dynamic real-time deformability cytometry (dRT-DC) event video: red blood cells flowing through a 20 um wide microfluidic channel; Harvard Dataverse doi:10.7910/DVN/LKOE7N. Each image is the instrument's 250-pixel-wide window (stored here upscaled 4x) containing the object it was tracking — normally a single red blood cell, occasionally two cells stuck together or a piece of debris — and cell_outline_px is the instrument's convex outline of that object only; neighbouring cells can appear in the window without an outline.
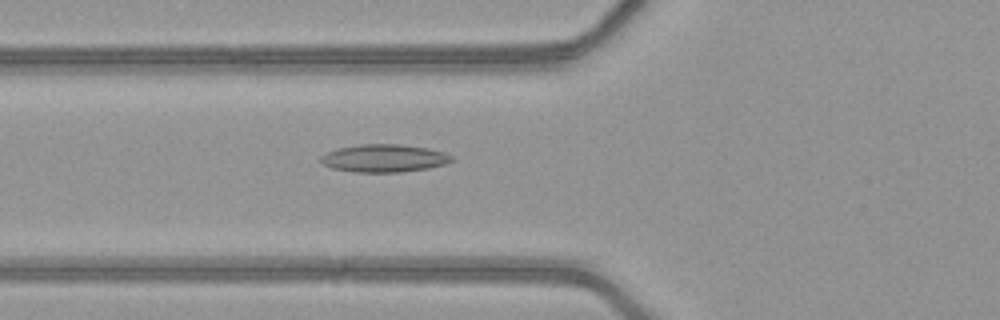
{"species": "common noctule bat (a hibernating species)", "species_latin": "Nyctalus noctula", "temperature_condition": "warm", "stored_images_in_passage": 35, "camera_frame_rate_fps": 3000, "um_per_image_px": 0.085, "animal": {"sex": "female", "body_mass_g": 21.9}, "frame": {"image": 1, "passage_image": 4, "time_ms": 1.0, "image_size_px": [1000, 320], "cell_outline_px": [[456, 160], [444, 164], [428, 168], [400, 172], [356, 172], [332, 168], [324, 164], [320, 160], [320, 156], [324, 152], [336, 148], [360, 144], [400, 144], [428, 148], [444, 152], [452, 156]], "centroid_in_image_um": [32.63, 13.44], "position_along_channel_um": 93.2, "area_um2": 21.33}}
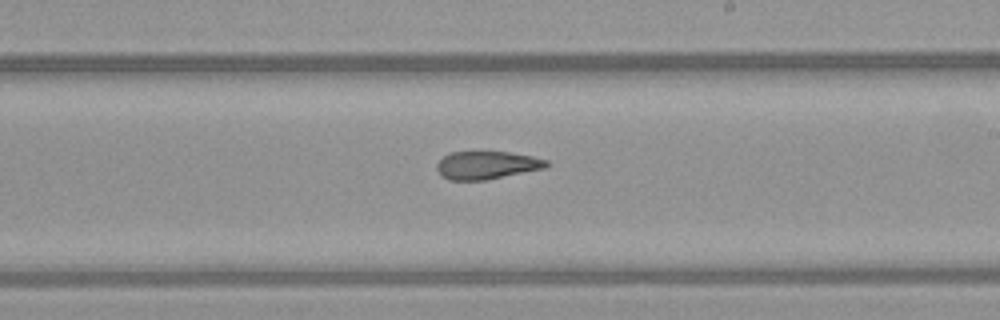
{"frame": {"image": 2, "passage_image": 15, "time_ms": 4.667, "image_size_px": [1000, 320], "cell_outline_px": [[552, 164], [544, 168], [484, 180], [448, 180], [440, 176], [436, 168], [436, 164], [448, 152], [508, 152], [532, 156], [548, 160]], "centroid_in_image_um": [41.35, 14.04], "position_along_channel_um": 247.6, "area_um2": 17.86}}
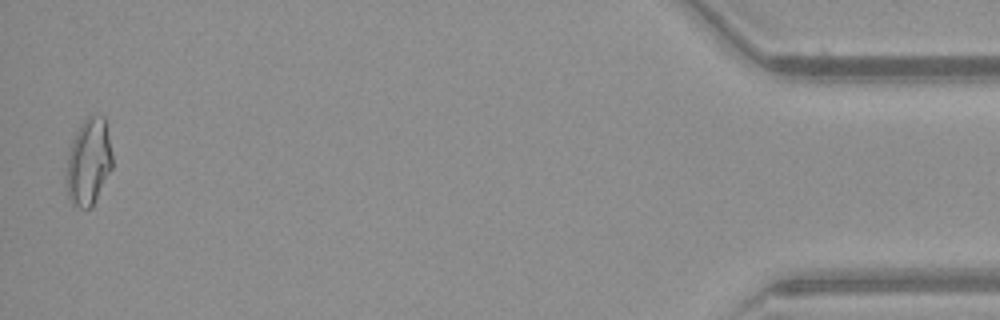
{"frame": {"image": 3, "passage_image": 34, "time_ms": 11.0, "image_size_px": [1000, 320], "cell_outline_px": [[112, 168], [92, 208], [80, 208], [72, 204], [68, 196], [68, 152], [72, 140], [80, 124], [88, 116], [96, 112], [104, 116], [112, 156]], "centroid_in_image_um": [7.55, 13.73], "position_along_channel_um": 427.6, "area_um2": 23.06}, "authors_computed_cell_mechanics": {"area_um2": 19.2474, "velocity_mm_per_s": 4.1854, "shape_relaxation_time_tau1_ms": null, "shape_relaxation_time_tau2_ms": 3.1294, "deformation_change_tau1": null, "deformation_change_tau2": 0.1225}}